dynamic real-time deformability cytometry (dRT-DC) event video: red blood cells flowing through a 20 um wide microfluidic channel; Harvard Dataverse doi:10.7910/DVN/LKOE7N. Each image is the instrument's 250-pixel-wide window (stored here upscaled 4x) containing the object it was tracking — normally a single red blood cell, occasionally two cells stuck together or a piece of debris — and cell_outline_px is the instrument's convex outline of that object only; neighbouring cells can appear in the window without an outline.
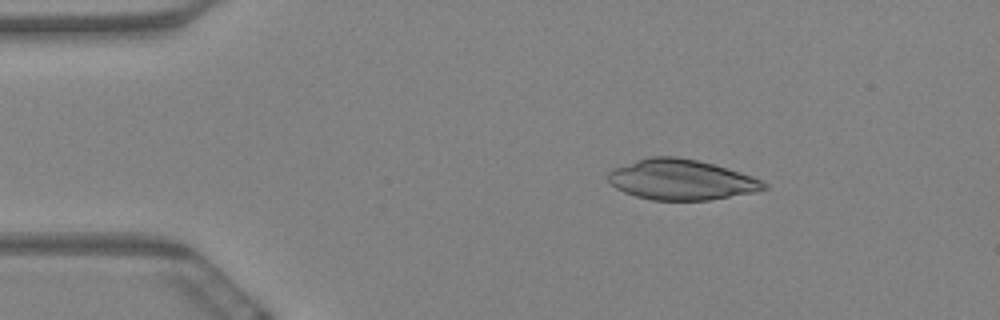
{"species": "Egyptian fruit bat (a non-hibernating species)", "species_latin": "Rousettus aegyptiacus", "temperature_condition": "warm", "stored_images_in_passage": 4, "camera_frame_rate_fps": 3000, "um_per_image_px": 0.085, "animal": {"sex": "female"}, "frame": {"image": 1, "passage_image": 1, "time_ms": 0.0, "image_size_px": [1000, 320], "cell_outline_px": [[768, 188], [756, 192], [708, 200], [652, 200], [636, 196], [624, 192], [616, 188], [608, 180], [608, 172], [612, 168], [648, 156], [676, 156], [696, 160], [712, 164], [752, 176], [768, 184]], "centroid_in_image_um": [57.88, 15.27], "position_along_channel_um": 27.1, "area_um2": 36.59}}